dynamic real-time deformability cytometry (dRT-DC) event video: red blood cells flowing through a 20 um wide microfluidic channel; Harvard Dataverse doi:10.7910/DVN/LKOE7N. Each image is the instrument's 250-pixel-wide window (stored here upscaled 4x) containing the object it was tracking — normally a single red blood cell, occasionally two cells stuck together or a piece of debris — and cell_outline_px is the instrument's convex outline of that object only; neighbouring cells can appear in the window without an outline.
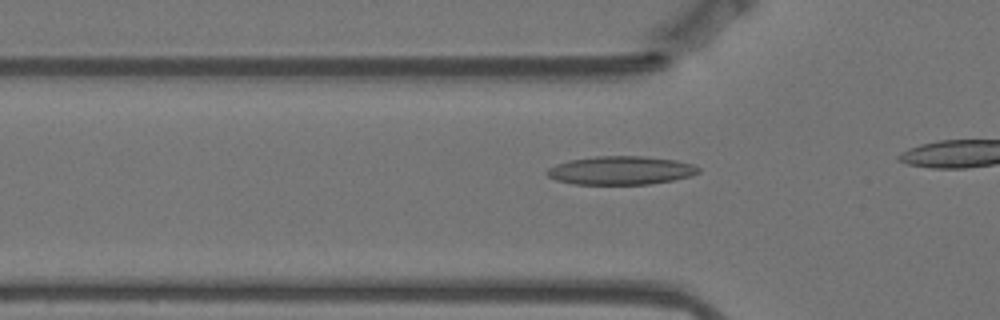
{"species": "Egyptian fruit bat (a non-hibernating species)", "species_latin": "Rousettus aegyptiacus", "temperature_condition": "warm", "stored_images_in_passage": 16, "camera_frame_rate_fps": 3000, "um_per_image_px": 0.085, "animal": {"sex": "female"}, "frame": {"image": 1, "passage_image": 10, "time_ms": 3.0, "image_size_px": [1000, 320], "cell_outline_px": [[700, 172], [692, 176], [672, 180], [648, 184], [572, 184], [556, 180], [548, 176], [544, 172], [548, 168], [556, 164], [568, 160], [596, 156], [644, 156], [676, 160], [692, 164], [700, 168]], "centroid_in_image_um": [52.75, 14.48], "position_along_channel_um": 73.0, "area_um2": 25.26}}
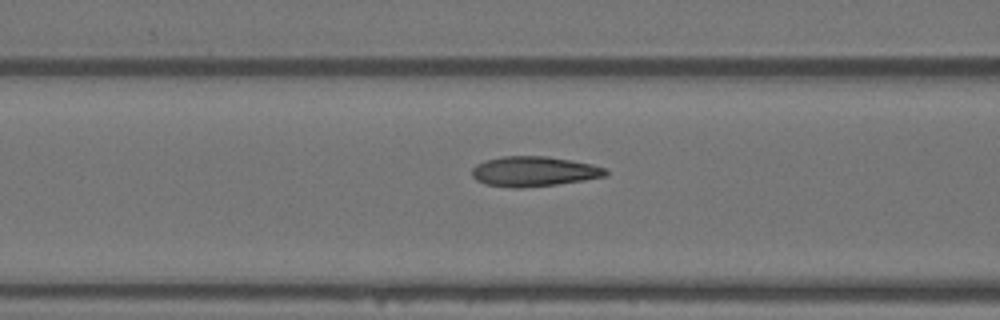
{"frame": {"image": 2, "passage_image": 14, "time_ms": 4.333, "image_size_px": [1000, 320], "cell_outline_px": [[608, 176], [584, 180], [556, 184], [520, 188], [508, 188], [484, 184], [476, 180], [472, 176], [472, 168], [476, 164], [484, 160], [504, 156], [548, 156], [572, 160], [592, 164], [608, 168]], "centroid_in_image_um": [45.39, 14.57], "position_along_channel_um": 121.2, "area_um2": 23.7}}